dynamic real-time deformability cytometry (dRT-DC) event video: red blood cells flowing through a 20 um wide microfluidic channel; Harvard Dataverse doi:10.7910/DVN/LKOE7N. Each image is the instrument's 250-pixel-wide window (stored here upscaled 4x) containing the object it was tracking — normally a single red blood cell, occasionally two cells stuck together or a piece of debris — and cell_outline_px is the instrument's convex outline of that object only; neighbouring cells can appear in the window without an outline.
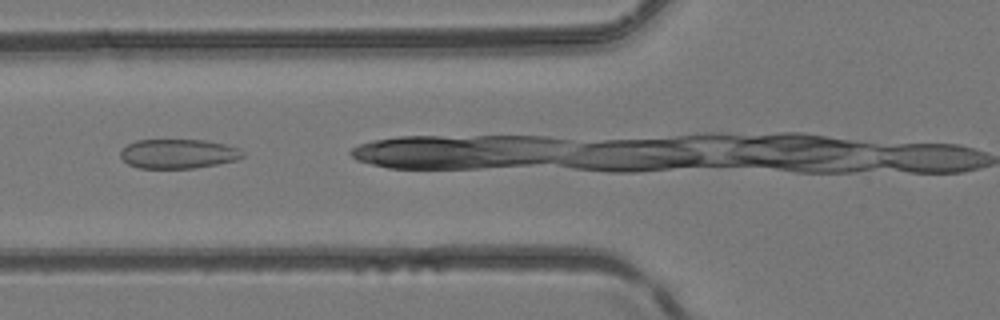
{"species": "common noctule bat (a hibernating species)", "species_latin": "Nyctalus noctula", "temperature_condition": "room temperature", "stored_images_in_passage": 5, "camera_frame_rate_fps": 3000, "um_per_image_px": 0.085, "animal": {"sex": "female", "body_mass_g": 24.6, "forearm_length_mm": 56.2}, "frame": {"image": 1, "passage_image": 3, "time_ms": 0.667, "image_size_px": [1000, 320], "cell_outline_px": [[244, 156], [236, 160], [216, 164], [192, 168], [140, 168], [128, 164], [120, 156], [120, 152], [128, 144], [136, 140], [204, 140], [224, 144], [240, 148], [244, 152]], "centroid_in_image_um": [15.16, 13.07], "position_along_channel_um": 110.6, "area_um2": 20.81}}